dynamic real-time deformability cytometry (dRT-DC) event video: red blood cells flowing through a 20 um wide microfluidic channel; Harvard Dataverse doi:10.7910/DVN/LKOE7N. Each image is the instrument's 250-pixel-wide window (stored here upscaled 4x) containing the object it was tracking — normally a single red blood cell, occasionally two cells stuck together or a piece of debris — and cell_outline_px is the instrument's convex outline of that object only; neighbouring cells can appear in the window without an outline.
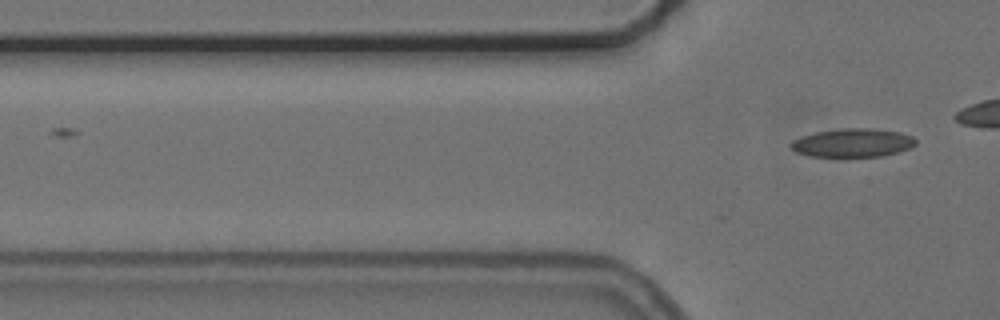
{"species": "common noctule bat (a hibernating species)", "species_latin": "Nyctalus noctula", "temperature_condition": "cold", "stored_images_in_passage": 2, "camera_frame_rate_fps": 3000, "um_per_image_px": 0.085, "animal": {"sex": "female", "body_mass_g": 24.6, "forearm_length_mm": 56.2}, "frame": {"image": 1, "passage_image": 2, "time_ms": 1.333, "image_size_px": [1000, 320], "cell_outline_px": [[916, 144], [912, 148], [884, 156], [808, 156], [796, 152], [788, 144], [792, 140], [800, 136], [816, 132], [840, 128], [876, 128], [900, 132], [912, 136], [916, 140]], "centroid_in_image_um": [72.49, 12.13], "position_along_channel_um": 53.3, "area_um2": 20.98}}